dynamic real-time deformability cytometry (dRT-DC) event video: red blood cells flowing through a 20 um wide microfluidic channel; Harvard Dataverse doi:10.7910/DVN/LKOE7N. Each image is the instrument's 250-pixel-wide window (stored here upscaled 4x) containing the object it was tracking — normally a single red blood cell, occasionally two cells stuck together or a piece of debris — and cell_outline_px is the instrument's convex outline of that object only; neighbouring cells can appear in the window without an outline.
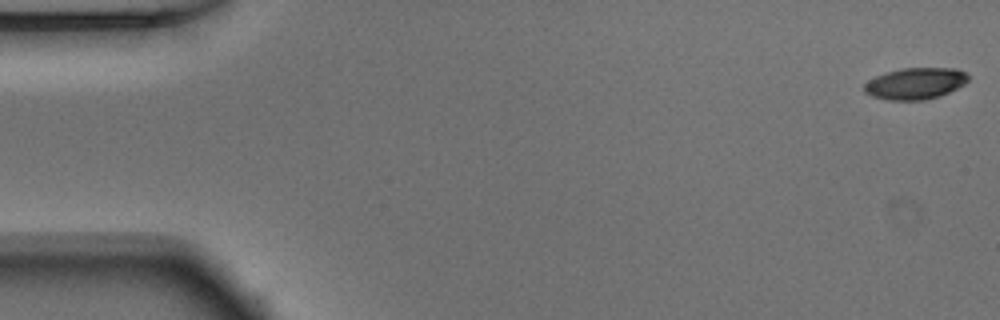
{"species": "Egyptian fruit bat (a non-hibernating species)", "species_latin": "Rousettus aegyptiacus", "temperature_condition": "warm", "stored_images_in_passage": 52, "camera_frame_rate_fps": 3000, "um_per_image_px": 0.085, "animal": {"sex": "male"}, "frame": {"image": 1, "passage_image": 1, "time_ms": 0.0, "image_size_px": [1000, 320], "cell_outline_px": [[968, 80], [964, 84], [940, 96], [924, 100], [888, 100], [872, 96], [864, 92], [864, 84], [868, 80], [876, 76], [888, 72], [904, 68], [956, 68], [964, 72], [968, 76]], "centroid_in_image_um": [77.79, 7.1], "position_along_channel_um": 7.2, "area_um2": 18.96}}
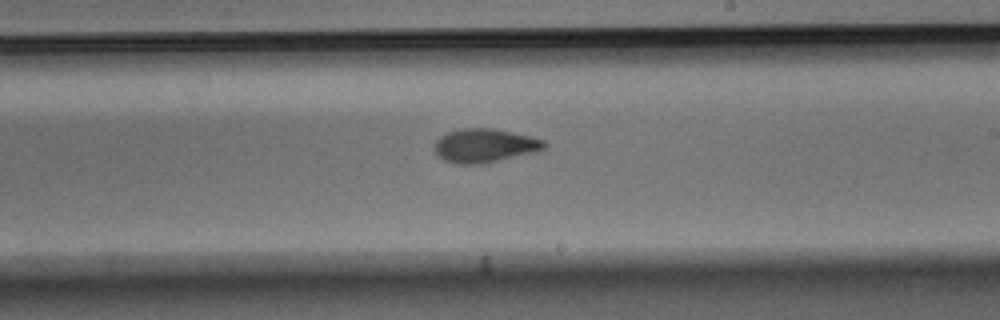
{"frame": {"image": 2, "passage_image": 30, "time_ms": 9.667, "image_size_px": [1000, 320], "cell_outline_px": [[548, 144], [544, 148], [536, 152], [480, 164], [456, 164], [444, 160], [436, 156], [432, 148], [436, 140], [440, 136], [448, 132], [464, 128], [492, 128], [532, 136], [544, 140]], "centroid_in_image_um": [41.17, 12.37], "position_along_channel_um": 247.8, "area_um2": 21.79}}
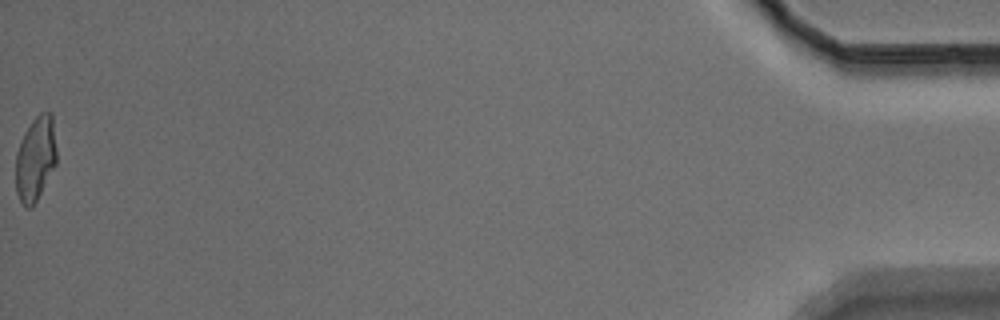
{"frame": {"image": 3, "passage_image": 52, "time_ms": 17.0, "image_size_px": [1000, 320], "cell_outline_px": [[56, 164], [32, 208], [24, 208], [16, 192], [16, 152], [20, 140], [24, 132], [32, 120], [40, 112], [52, 112], [56, 148]], "centroid_in_image_um": [3.01, 13.48], "position_along_channel_um": 432.2, "area_um2": 20.23}, "authors_computed_cell_mechanics": {"area_um2": 20.4323, "velocity_mm_per_s": 3.8964, "shape_relaxation_time_tau1_ms": 9.0691, "shape_relaxation_time_tau2_ms": 2.4167, "deformation_change_tau1": 0.2691, "deformation_change_tau2": 0.0805}}